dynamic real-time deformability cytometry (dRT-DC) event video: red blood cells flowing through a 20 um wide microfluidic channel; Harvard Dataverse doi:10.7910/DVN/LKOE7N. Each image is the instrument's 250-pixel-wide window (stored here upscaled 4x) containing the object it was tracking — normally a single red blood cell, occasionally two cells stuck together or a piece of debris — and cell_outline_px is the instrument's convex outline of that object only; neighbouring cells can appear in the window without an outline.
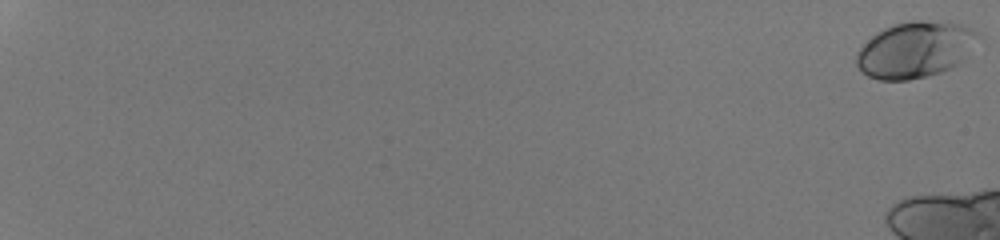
{"species": "human", "species_latin": "Homo sapiens", "temperature_condition": "room temperature", "stored_images_in_passage": 21, "camera_frame_rate_fps": 3000, "um_per_image_px": 0.085, "donor": {"sex": "male"}, "frame": {"image": 1, "passage_image": 1, "time_ms": 0.0, "image_size_px": [1000, 240], "cell_outline_px": [[984, 40], [952, 68], [928, 76], [908, 80], [880, 80], [868, 76], [856, 64], [856, 52], [872, 36], [884, 28], [896, 24], [912, 20], [920, 20], [960, 24], [972, 28], [980, 32], [984, 36]], "centroid_in_image_um": [77.88, 4.22], "position_along_channel_um": 7.1, "area_um2": 40.11}}
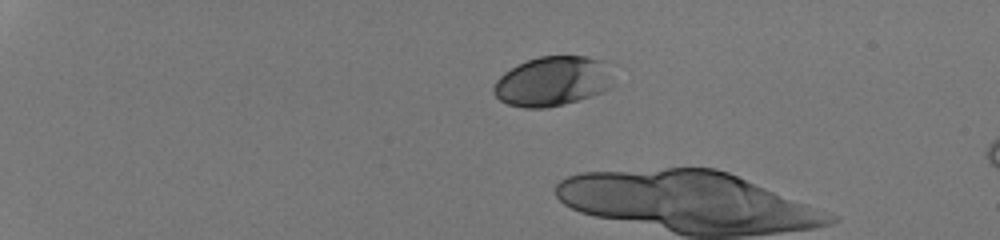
{"frame": {"image": 2, "passage_image": 16, "time_ms": 5.0, "image_size_px": [1000, 240], "cell_outline_px": [[608, 88], [600, 92], [564, 104], [544, 108], [524, 108], [508, 104], [500, 100], [492, 92], [492, 88], [496, 80], [504, 72], [516, 64], [540, 56], [588, 56], [600, 60]], "centroid_in_image_um": [46.78, 6.92], "position_along_channel_um": 38.2, "area_um2": 33.47}}